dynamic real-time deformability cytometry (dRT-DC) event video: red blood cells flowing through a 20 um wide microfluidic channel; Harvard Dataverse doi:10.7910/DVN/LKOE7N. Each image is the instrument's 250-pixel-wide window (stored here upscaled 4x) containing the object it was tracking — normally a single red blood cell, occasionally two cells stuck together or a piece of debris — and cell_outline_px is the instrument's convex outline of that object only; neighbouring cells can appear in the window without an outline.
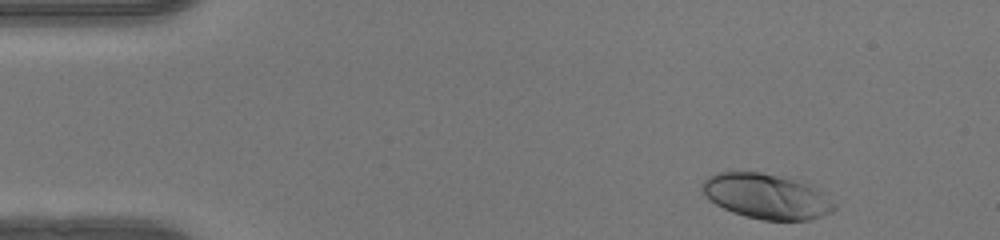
{"species": "human", "species_latin": "Homo sapiens", "temperature_condition": "warm", "stored_images_in_passage": 46, "camera_frame_rate_fps": 3000, "um_per_image_px": 0.085, "donor": {"sex": "female"}, "frame": {"image": 1, "passage_image": 2, "time_ms": 0.333, "image_size_px": [1000, 240], "cell_outline_px": [[836, 208], [832, 212], [808, 220], [764, 220], [744, 216], [732, 212], [708, 200], [700, 192], [700, 188], [704, 180], [708, 176], [716, 172], [760, 172], [808, 184], [820, 192], [836, 204]], "centroid_in_image_um": [65.07, 16.69], "position_along_channel_um": 19.9, "area_um2": 34.45}}
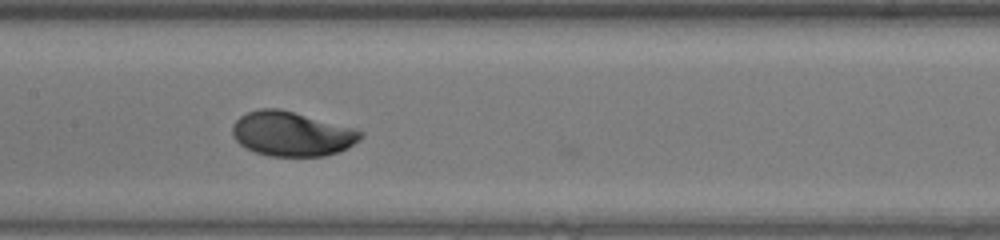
{"frame": {"image": 2, "passage_image": 21, "time_ms": 6.667, "image_size_px": [1000, 240], "cell_outline_px": [[364, 136], [360, 140], [348, 148], [340, 152], [324, 156], [268, 156], [244, 148], [232, 136], [232, 124], [240, 116], [248, 112], [260, 108], [280, 108], [356, 128], [364, 132]], "centroid_in_image_um": [24.83, 11.37], "position_along_channel_um": 182.6, "area_um2": 33.76}}
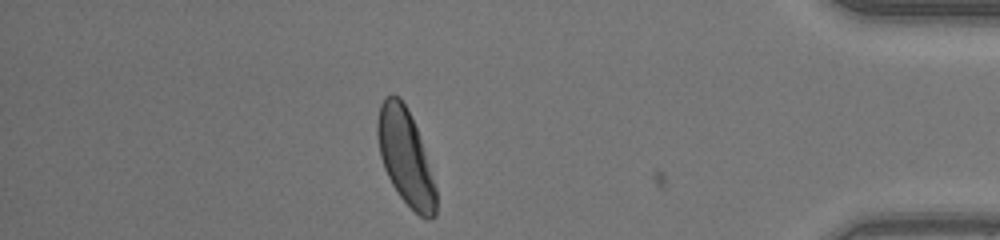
{"frame": {"image": 3, "passage_image": 40, "time_ms": 13.0, "image_size_px": [1000, 240], "cell_outline_px": [[436, 216], [432, 220], [428, 220], [420, 216], [400, 196], [392, 184], [384, 168], [380, 156], [376, 136], [376, 124], [380, 104], [384, 96], [392, 92], [400, 96], [416, 128], [436, 188]], "centroid_in_image_um": [34.43, 13.33], "position_along_channel_um": 400.8, "area_um2": 32.25}, "authors_computed_cell_mechanics": {"area_um2": 32.7726, "velocity_mm_per_s": 4.1045, "shape_relaxation_time_tau1_ms": 1.9293, "shape_relaxation_time_tau2_ms": null, "deformation_change_tau1": 0.1519, "deformation_change_tau2": null}}